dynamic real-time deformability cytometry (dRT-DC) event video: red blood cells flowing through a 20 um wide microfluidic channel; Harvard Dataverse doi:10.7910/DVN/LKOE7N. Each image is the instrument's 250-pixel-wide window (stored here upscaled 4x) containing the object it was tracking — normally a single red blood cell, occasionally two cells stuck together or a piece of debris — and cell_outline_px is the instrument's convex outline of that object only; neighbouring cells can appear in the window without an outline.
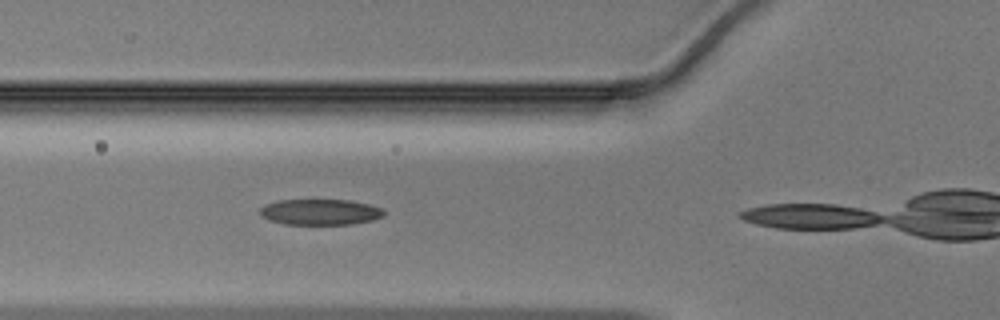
{"species": "Egyptian fruit bat (a non-hibernating species)", "species_latin": "Rousettus aegyptiacus", "temperature_condition": "warm", "stored_images_in_passage": 11, "camera_frame_rate_fps": 3000, "um_per_image_px": 0.085, "animal": {"sex": "male"}, "frame": {"image": 1, "passage_image": 10, "time_ms": 3.0, "image_size_px": [1000, 320], "cell_outline_px": [[384, 216], [372, 220], [352, 224], [284, 224], [268, 220], [260, 216], [260, 208], [264, 204], [276, 200], [348, 200], [372, 204], [384, 208]], "centroid_in_image_um": [27.21, 18.01], "position_along_channel_um": 98.6, "area_um2": 18.9}}